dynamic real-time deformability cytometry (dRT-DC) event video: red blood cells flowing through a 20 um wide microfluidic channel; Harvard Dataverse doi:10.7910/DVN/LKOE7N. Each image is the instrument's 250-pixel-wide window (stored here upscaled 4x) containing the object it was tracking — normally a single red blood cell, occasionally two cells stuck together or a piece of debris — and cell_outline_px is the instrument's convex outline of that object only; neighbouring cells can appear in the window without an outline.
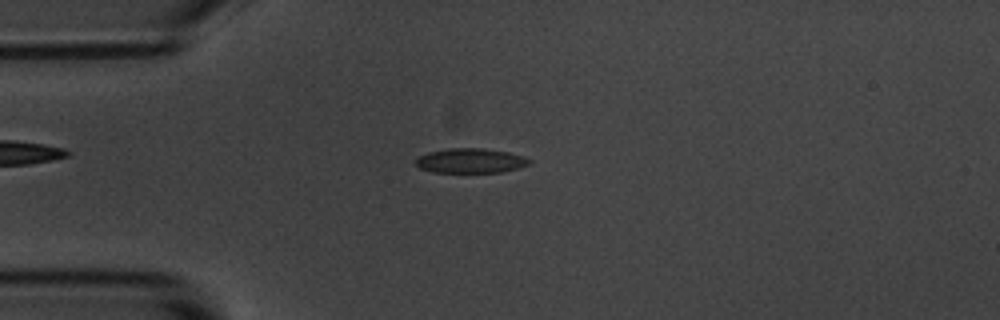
{"species": "common noctule bat (a hibernating species)", "species_latin": "Nyctalus noctula", "temperature_condition": "room temperature", "stored_images_in_passage": 54, "camera_frame_rate_fps": 3000, "um_per_image_px": 0.085, "animal": {"sex": "male", "body_mass_g": 20.1, "forearm_length_mm": 53.5}, "frame": {"image": 1, "passage_image": 13, "time_ms": 4.0, "image_size_px": [1000, 320], "cell_outline_px": [[532, 160], [528, 164], [516, 168], [500, 172], [432, 172], [420, 168], [416, 164], [416, 156], [428, 152], [448, 148], [484, 148], [508, 152], [524, 156]], "centroid_in_image_um": [39.96, 13.65], "position_along_channel_um": 45.0, "area_um2": 16.3}}
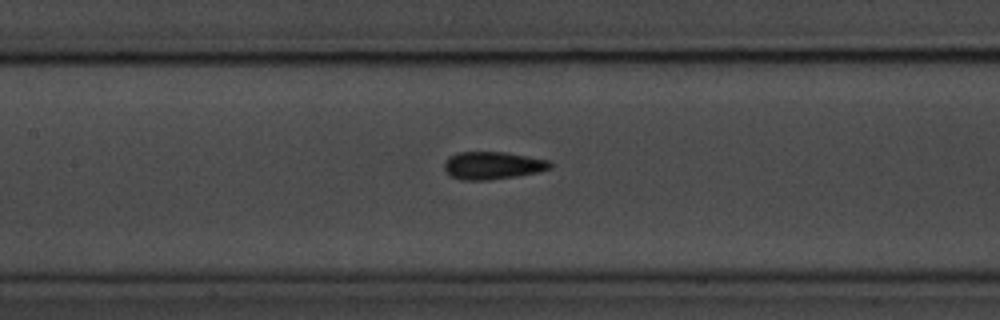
{"frame": {"image": 2, "passage_image": 24, "time_ms": 7.667, "image_size_px": [1000, 320], "cell_outline_px": [[552, 168], [536, 172], [516, 176], [488, 180], [464, 180], [452, 176], [444, 172], [444, 160], [448, 156], [460, 152], [504, 152], [548, 160], [552, 164]], "centroid_in_image_um": [41.83, 14.06], "position_along_channel_um": 165.6, "area_um2": 16.99}}
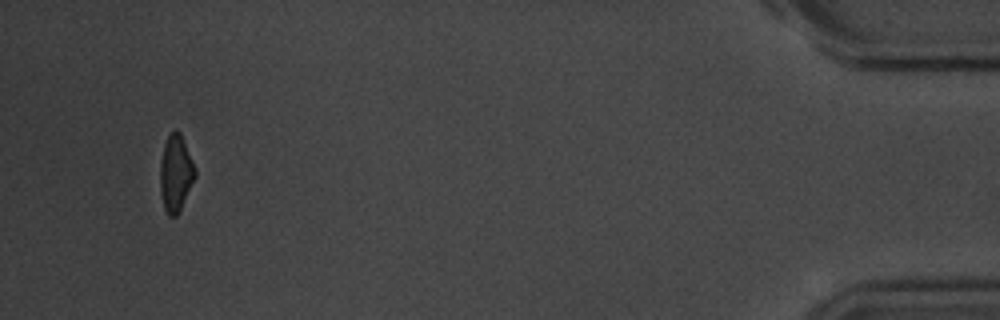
{"frame": {"image": 3, "passage_image": 51, "time_ms": 16.667, "image_size_px": [1000, 320], "cell_outline_px": [[196, 176], [176, 216], [168, 216], [164, 208], [160, 192], [160, 164], [164, 144], [168, 136], [176, 128], [180, 132], [192, 160], [196, 172]], "centroid_in_image_um": [14.92, 14.72], "position_along_channel_um": 420.3, "area_um2": 15.37}, "authors_computed_cell_mechanics": {"area_um2": 16.2129, "velocity_mm_per_s": 3.6992, "shape_relaxation_time_tau1_ms": 6.2157, "shape_relaxation_time_tau2_ms": 2.1368, "deformation_change_tau1": 0.1542, "deformation_change_tau2": 0.0762}}